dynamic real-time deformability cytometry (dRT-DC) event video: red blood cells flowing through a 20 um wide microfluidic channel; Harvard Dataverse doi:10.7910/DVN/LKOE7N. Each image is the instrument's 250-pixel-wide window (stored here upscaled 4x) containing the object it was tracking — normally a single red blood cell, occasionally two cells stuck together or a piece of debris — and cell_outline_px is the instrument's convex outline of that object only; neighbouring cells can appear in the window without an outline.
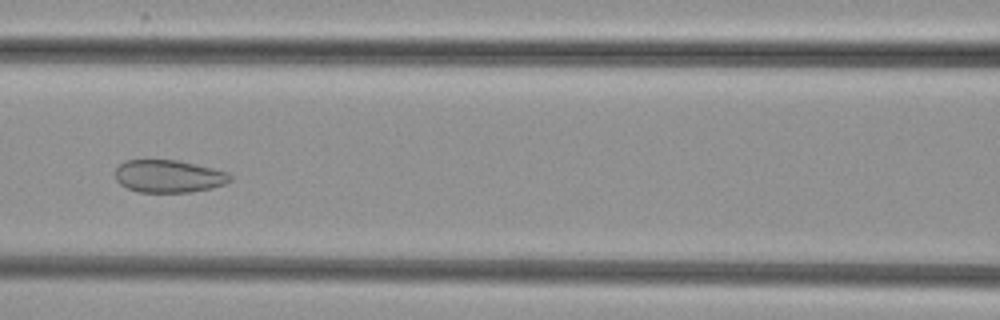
{"species": "common noctule bat (a hibernating species)", "species_latin": "Nyctalus noctula", "temperature_condition": "cold", "stored_images_in_passage": 45, "segment_of_instrument_passage": [1, 2], "camera_frame_rate_fps": 3000, "um_per_image_px": 0.085, "animal": {"sex": "female", "body_mass_g": 29.2, "forearm_length_mm": 56.3}, "frame": {"image": 1, "passage_image": 15, "time_ms": 4.667, "image_size_px": [1000, 320], "cell_outline_px": [[232, 180], [224, 184], [212, 188], [192, 192], [140, 192], [128, 188], [120, 184], [116, 180], [116, 168], [124, 160], [180, 160], [228, 172], [232, 176]], "centroid_in_image_um": [14.36, 14.98], "position_along_channel_um": 152.2, "area_um2": 21.91}}
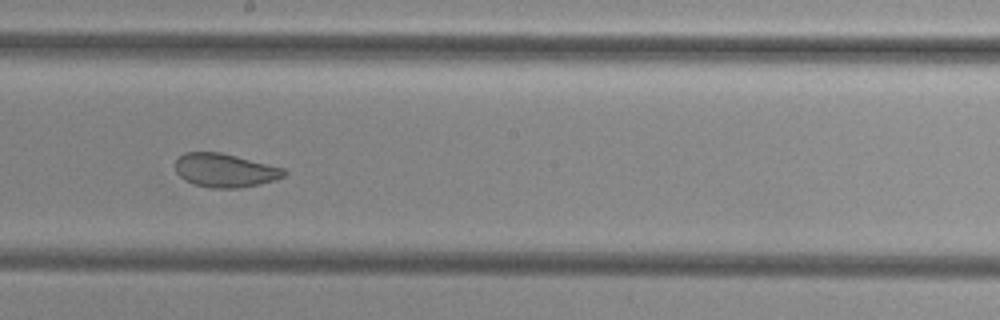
{"frame": {"image": 2, "passage_image": 21, "time_ms": 6.667, "image_size_px": [1000, 320], "cell_outline_px": [[288, 172], [284, 176], [276, 180], [260, 184], [236, 188], [212, 188], [196, 184], [184, 180], [176, 172], [176, 160], [184, 152], [220, 152], [284, 168]], "centroid_in_image_um": [19.14, 14.48], "position_along_channel_um": 229.1, "area_um2": 21.21}}
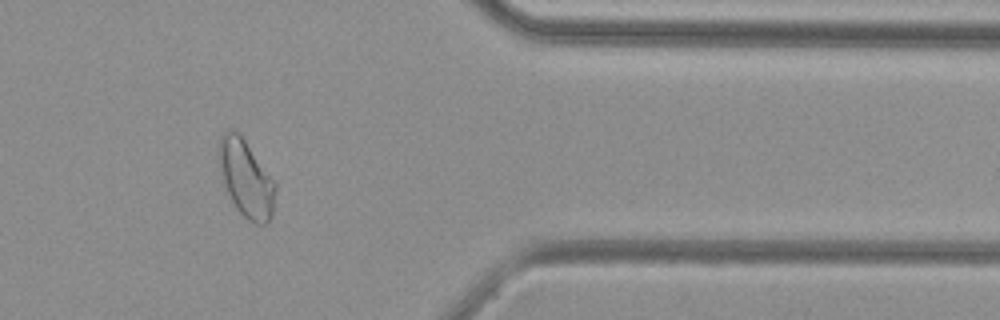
{"frame": {"image": 3, "passage_image": 35, "time_ms": 11.333, "image_size_px": [1000, 320], "cell_outline_px": [[276, 188], [272, 212], [268, 224], [256, 224], [248, 220], [236, 208], [228, 192], [224, 180], [220, 164], [220, 136], [224, 132], [232, 128], [244, 140], [276, 184]], "centroid_in_image_um": [20.94, 15.22], "position_along_channel_um": 390.5, "area_um2": 24.33}}